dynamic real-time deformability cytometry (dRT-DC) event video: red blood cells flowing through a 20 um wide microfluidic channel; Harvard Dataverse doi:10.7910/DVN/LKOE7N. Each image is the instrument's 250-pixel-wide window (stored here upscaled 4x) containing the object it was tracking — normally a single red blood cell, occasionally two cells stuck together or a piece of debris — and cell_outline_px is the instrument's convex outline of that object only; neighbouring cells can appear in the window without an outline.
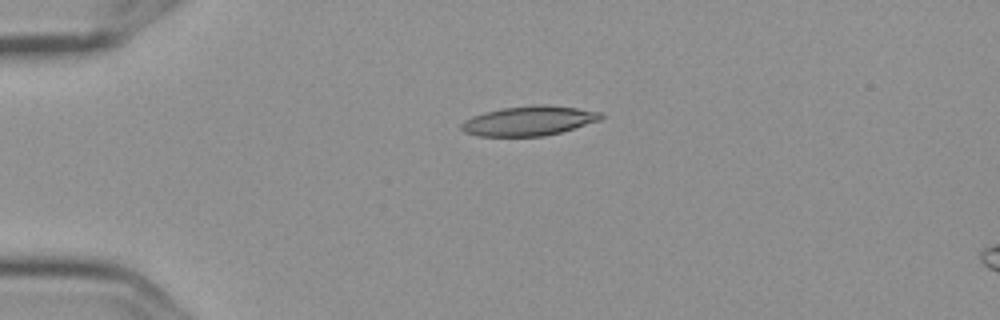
{"species": "Egyptian fruit bat (a non-hibernating species)", "species_latin": "Rousettus aegyptiacus", "temperature_condition": "cold", "stored_images_in_passage": 5, "camera_frame_rate_fps": 3000, "um_per_image_px": 0.085, "frame": {"image": 1, "passage_image": 4, "time_ms": 1.0, "image_size_px": [1000, 320], "cell_outline_px": [[604, 116], [600, 120], [560, 132], [544, 136], [476, 136], [464, 132], [460, 128], [460, 124], [464, 120], [472, 116], [484, 112], [500, 108], [536, 104], [548, 104], [576, 108], [600, 112]], "centroid_in_image_um": [44.91, 10.26], "position_along_channel_um": 40.1, "area_um2": 24.16}}